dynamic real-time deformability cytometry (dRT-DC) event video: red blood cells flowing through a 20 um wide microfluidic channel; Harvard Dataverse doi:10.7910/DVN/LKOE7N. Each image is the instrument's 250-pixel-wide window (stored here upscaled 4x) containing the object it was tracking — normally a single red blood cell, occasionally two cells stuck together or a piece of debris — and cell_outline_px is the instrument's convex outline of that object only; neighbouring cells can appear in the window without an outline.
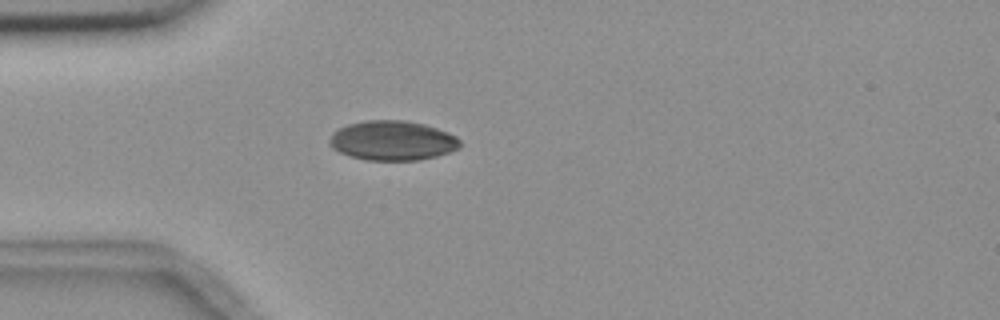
{"species": "common noctule bat (a hibernating species)", "species_latin": "Nyctalus noctula", "temperature_condition": "room temperature", "stored_images_in_passage": 1, "camera_frame_rate_fps": 3000, "um_per_image_px": 0.085, "animal": {"sex": "female", "body_mass_g": 18.4}, "frame": {"image": 1, "passage_image": 1, "time_ms": 0.0, "image_size_px": [1000, 320], "cell_outline_px": [[460, 148], [436, 156], [416, 160], [364, 160], [340, 152], [332, 148], [328, 144], [328, 140], [332, 132], [336, 128], [348, 124], [364, 120], [408, 120], [424, 124], [448, 132], [456, 136], [460, 140]], "centroid_in_image_um": [33.32, 11.93], "position_along_channel_um": 51.7, "area_um2": 30.35}}